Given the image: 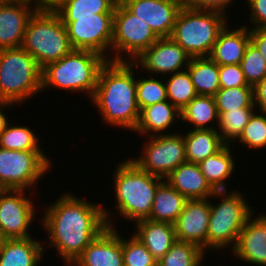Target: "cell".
<instances>
[{
  "label": "cell",
  "instance_id": "obj_1",
  "mask_svg": "<svg viewBox=\"0 0 266 266\" xmlns=\"http://www.w3.org/2000/svg\"><path fill=\"white\" fill-rule=\"evenodd\" d=\"M53 203L46 207L41 220L50 240L46 247H54L71 266L95 237L113 226L110 212L71 193L62 194Z\"/></svg>",
  "mask_w": 266,
  "mask_h": 266
},
{
  "label": "cell",
  "instance_id": "obj_2",
  "mask_svg": "<svg viewBox=\"0 0 266 266\" xmlns=\"http://www.w3.org/2000/svg\"><path fill=\"white\" fill-rule=\"evenodd\" d=\"M136 64L108 60L101 68L91 98L106 124L135 131L140 109L136 97Z\"/></svg>",
  "mask_w": 266,
  "mask_h": 266
},
{
  "label": "cell",
  "instance_id": "obj_3",
  "mask_svg": "<svg viewBox=\"0 0 266 266\" xmlns=\"http://www.w3.org/2000/svg\"><path fill=\"white\" fill-rule=\"evenodd\" d=\"M114 179L116 210L135 222L148 219L158 185L164 180L141 170L131 159L117 165Z\"/></svg>",
  "mask_w": 266,
  "mask_h": 266
},
{
  "label": "cell",
  "instance_id": "obj_4",
  "mask_svg": "<svg viewBox=\"0 0 266 266\" xmlns=\"http://www.w3.org/2000/svg\"><path fill=\"white\" fill-rule=\"evenodd\" d=\"M108 60L102 55L89 50H72L58 61L42 68V91L57 87L73 92L94 95L98 75Z\"/></svg>",
  "mask_w": 266,
  "mask_h": 266
},
{
  "label": "cell",
  "instance_id": "obj_5",
  "mask_svg": "<svg viewBox=\"0 0 266 266\" xmlns=\"http://www.w3.org/2000/svg\"><path fill=\"white\" fill-rule=\"evenodd\" d=\"M42 91V68L22 47L0 50V101L21 105Z\"/></svg>",
  "mask_w": 266,
  "mask_h": 266
},
{
  "label": "cell",
  "instance_id": "obj_6",
  "mask_svg": "<svg viewBox=\"0 0 266 266\" xmlns=\"http://www.w3.org/2000/svg\"><path fill=\"white\" fill-rule=\"evenodd\" d=\"M226 15L216 11L180 9L171 38L191 57H209L220 32L227 25Z\"/></svg>",
  "mask_w": 266,
  "mask_h": 266
},
{
  "label": "cell",
  "instance_id": "obj_7",
  "mask_svg": "<svg viewBox=\"0 0 266 266\" xmlns=\"http://www.w3.org/2000/svg\"><path fill=\"white\" fill-rule=\"evenodd\" d=\"M222 199L218 204L210 203V220L206 237V250H224L236 246L239 233L254 209L244 200L240 192L215 191L211 198Z\"/></svg>",
  "mask_w": 266,
  "mask_h": 266
},
{
  "label": "cell",
  "instance_id": "obj_8",
  "mask_svg": "<svg viewBox=\"0 0 266 266\" xmlns=\"http://www.w3.org/2000/svg\"><path fill=\"white\" fill-rule=\"evenodd\" d=\"M41 68L69 54L67 30L56 12L35 11L30 17L21 46Z\"/></svg>",
  "mask_w": 266,
  "mask_h": 266
},
{
  "label": "cell",
  "instance_id": "obj_9",
  "mask_svg": "<svg viewBox=\"0 0 266 266\" xmlns=\"http://www.w3.org/2000/svg\"><path fill=\"white\" fill-rule=\"evenodd\" d=\"M158 39L147 23L130 12L120 1L117 2L113 16L111 61L133 62ZM125 52L131 57L127 56L125 59L124 54L122 56Z\"/></svg>",
  "mask_w": 266,
  "mask_h": 266
},
{
  "label": "cell",
  "instance_id": "obj_10",
  "mask_svg": "<svg viewBox=\"0 0 266 266\" xmlns=\"http://www.w3.org/2000/svg\"><path fill=\"white\" fill-rule=\"evenodd\" d=\"M51 162L43 150L0 147V186L2 189L30 190L50 170Z\"/></svg>",
  "mask_w": 266,
  "mask_h": 266
},
{
  "label": "cell",
  "instance_id": "obj_11",
  "mask_svg": "<svg viewBox=\"0 0 266 266\" xmlns=\"http://www.w3.org/2000/svg\"><path fill=\"white\" fill-rule=\"evenodd\" d=\"M114 14H94L86 17H60L67 30L73 50L96 52L107 60L113 38ZM109 48V49H108Z\"/></svg>",
  "mask_w": 266,
  "mask_h": 266
},
{
  "label": "cell",
  "instance_id": "obj_12",
  "mask_svg": "<svg viewBox=\"0 0 266 266\" xmlns=\"http://www.w3.org/2000/svg\"><path fill=\"white\" fill-rule=\"evenodd\" d=\"M142 156L132 161L143 171L165 179L175 168L186 162L184 136L177 134H159L149 136L143 145Z\"/></svg>",
  "mask_w": 266,
  "mask_h": 266
},
{
  "label": "cell",
  "instance_id": "obj_13",
  "mask_svg": "<svg viewBox=\"0 0 266 266\" xmlns=\"http://www.w3.org/2000/svg\"><path fill=\"white\" fill-rule=\"evenodd\" d=\"M32 199L26 191L3 189L0 192V232L2 239L32 237L29 226L36 216Z\"/></svg>",
  "mask_w": 266,
  "mask_h": 266
},
{
  "label": "cell",
  "instance_id": "obj_14",
  "mask_svg": "<svg viewBox=\"0 0 266 266\" xmlns=\"http://www.w3.org/2000/svg\"><path fill=\"white\" fill-rule=\"evenodd\" d=\"M191 56L171 37L159 38L133 62L150 75H171L183 71L189 65ZM185 66V69L183 67ZM183 67V68H182Z\"/></svg>",
  "mask_w": 266,
  "mask_h": 266
},
{
  "label": "cell",
  "instance_id": "obj_15",
  "mask_svg": "<svg viewBox=\"0 0 266 266\" xmlns=\"http://www.w3.org/2000/svg\"><path fill=\"white\" fill-rule=\"evenodd\" d=\"M159 37H170L183 0H119Z\"/></svg>",
  "mask_w": 266,
  "mask_h": 266
},
{
  "label": "cell",
  "instance_id": "obj_16",
  "mask_svg": "<svg viewBox=\"0 0 266 266\" xmlns=\"http://www.w3.org/2000/svg\"><path fill=\"white\" fill-rule=\"evenodd\" d=\"M208 199L187 200L174 223L176 239L191 242L206 250V237L210 220Z\"/></svg>",
  "mask_w": 266,
  "mask_h": 266
},
{
  "label": "cell",
  "instance_id": "obj_17",
  "mask_svg": "<svg viewBox=\"0 0 266 266\" xmlns=\"http://www.w3.org/2000/svg\"><path fill=\"white\" fill-rule=\"evenodd\" d=\"M30 0L0 5V50L21 47L27 23L36 11Z\"/></svg>",
  "mask_w": 266,
  "mask_h": 266
},
{
  "label": "cell",
  "instance_id": "obj_18",
  "mask_svg": "<svg viewBox=\"0 0 266 266\" xmlns=\"http://www.w3.org/2000/svg\"><path fill=\"white\" fill-rule=\"evenodd\" d=\"M115 227L108 226L95 237L71 266H124L122 238Z\"/></svg>",
  "mask_w": 266,
  "mask_h": 266
},
{
  "label": "cell",
  "instance_id": "obj_19",
  "mask_svg": "<svg viewBox=\"0 0 266 266\" xmlns=\"http://www.w3.org/2000/svg\"><path fill=\"white\" fill-rule=\"evenodd\" d=\"M241 261L266 266V214L252 216L247 220L236 246L231 250Z\"/></svg>",
  "mask_w": 266,
  "mask_h": 266
},
{
  "label": "cell",
  "instance_id": "obj_20",
  "mask_svg": "<svg viewBox=\"0 0 266 266\" xmlns=\"http://www.w3.org/2000/svg\"><path fill=\"white\" fill-rule=\"evenodd\" d=\"M164 180L188 200L211 199L215 192L197 163L180 164Z\"/></svg>",
  "mask_w": 266,
  "mask_h": 266
},
{
  "label": "cell",
  "instance_id": "obj_21",
  "mask_svg": "<svg viewBox=\"0 0 266 266\" xmlns=\"http://www.w3.org/2000/svg\"><path fill=\"white\" fill-rule=\"evenodd\" d=\"M248 25L237 29L225 28L220 32L209 57L219 66L240 64L250 42Z\"/></svg>",
  "mask_w": 266,
  "mask_h": 266
},
{
  "label": "cell",
  "instance_id": "obj_22",
  "mask_svg": "<svg viewBox=\"0 0 266 266\" xmlns=\"http://www.w3.org/2000/svg\"><path fill=\"white\" fill-rule=\"evenodd\" d=\"M44 244L33 237L3 239L0 241V266H38L44 257Z\"/></svg>",
  "mask_w": 266,
  "mask_h": 266
},
{
  "label": "cell",
  "instance_id": "obj_23",
  "mask_svg": "<svg viewBox=\"0 0 266 266\" xmlns=\"http://www.w3.org/2000/svg\"><path fill=\"white\" fill-rule=\"evenodd\" d=\"M136 230L133 233L159 261L176 242L174 224L167 222H155L144 219L135 223Z\"/></svg>",
  "mask_w": 266,
  "mask_h": 266
},
{
  "label": "cell",
  "instance_id": "obj_24",
  "mask_svg": "<svg viewBox=\"0 0 266 266\" xmlns=\"http://www.w3.org/2000/svg\"><path fill=\"white\" fill-rule=\"evenodd\" d=\"M177 119H181L180 110L174 106L170 101L165 100L160 103H155L153 105H149L143 108L140 111V118L138 125L135 129V133H139L142 135L154 136L164 134H172L166 133L172 124ZM165 132V133H164ZM151 135H150V134Z\"/></svg>",
  "mask_w": 266,
  "mask_h": 266
},
{
  "label": "cell",
  "instance_id": "obj_25",
  "mask_svg": "<svg viewBox=\"0 0 266 266\" xmlns=\"http://www.w3.org/2000/svg\"><path fill=\"white\" fill-rule=\"evenodd\" d=\"M217 129H190L184 134L186 162L199 163L220 151L226 143Z\"/></svg>",
  "mask_w": 266,
  "mask_h": 266
},
{
  "label": "cell",
  "instance_id": "obj_26",
  "mask_svg": "<svg viewBox=\"0 0 266 266\" xmlns=\"http://www.w3.org/2000/svg\"><path fill=\"white\" fill-rule=\"evenodd\" d=\"M188 199L162 181L157 188L149 220L174 224Z\"/></svg>",
  "mask_w": 266,
  "mask_h": 266
},
{
  "label": "cell",
  "instance_id": "obj_27",
  "mask_svg": "<svg viewBox=\"0 0 266 266\" xmlns=\"http://www.w3.org/2000/svg\"><path fill=\"white\" fill-rule=\"evenodd\" d=\"M198 165L205 179L215 191L227 190L225 181L234 173L236 166L229 144L199 162Z\"/></svg>",
  "mask_w": 266,
  "mask_h": 266
},
{
  "label": "cell",
  "instance_id": "obj_28",
  "mask_svg": "<svg viewBox=\"0 0 266 266\" xmlns=\"http://www.w3.org/2000/svg\"><path fill=\"white\" fill-rule=\"evenodd\" d=\"M186 69L198 95L214 96L221 88L219 65L210 57H192Z\"/></svg>",
  "mask_w": 266,
  "mask_h": 266
},
{
  "label": "cell",
  "instance_id": "obj_29",
  "mask_svg": "<svg viewBox=\"0 0 266 266\" xmlns=\"http://www.w3.org/2000/svg\"><path fill=\"white\" fill-rule=\"evenodd\" d=\"M180 114L182 122L193 124V129L218 128L219 113L214 96L197 95L180 110ZM213 121H217V128L209 125Z\"/></svg>",
  "mask_w": 266,
  "mask_h": 266
},
{
  "label": "cell",
  "instance_id": "obj_30",
  "mask_svg": "<svg viewBox=\"0 0 266 266\" xmlns=\"http://www.w3.org/2000/svg\"><path fill=\"white\" fill-rule=\"evenodd\" d=\"M257 111L255 108H240L237 110H228L219 113L218 132L222 140L226 144L236 142L242 134L244 127L249 122L253 113ZM220 129V130H219Z\"/></svg>",
  "mask_w": 266,
  "mask_h": 266
},
{
  "label": "cell",
  "instance_id": "obj_31",
  "mask_svg": "<svg viewBox=\"0 0 266 266\" xmlns=\"http://www.w3.org/2000/svg\"><path fill=\"white\" fill-rule=\"evenodd\" d=\"M205 252L196 244L176 240L158 264L161 266H202Z\"/></svg>",
  "mask_w": 266,
  "mask_h": 266
},
{
  "label": "cell",
  "instance_id": "obj_32",
  "mask_svg": "<svg viewBox=\"0 0 266 266\" xmlns=\"http://www.w3.org/2000/svg\"><path fill=\"white\" fill-rule=\"evenodd\" d=\"M167 99L179 110L183 109L198 94L187 69L176 72L166 80Z\"/></svg>",
  "mask_w": 266,
  "mask_h": 266
},
{
  "label": "cell",
  "instance_id": "obj_33",
  "mask_svg": "<svg viewBox=\"0 0 266 266\" xmlns=\"http://www.w3.org/2000/svg\"><path fill=\"white\" fill-rule=\"evenodd\" d=\"M119 0H68L56 13L59 17H86L114 14Z\"/></svg>",
  "mask_w": 266,
  "mask_h": 266
},
{
  "label": "cell",
  "instance_id": "obj_34",
  "mask_svg": "<svg viewBox=\"0 0 266 266\" xmlns=\"http://www.w3.org/2000/svg\"><path fill=\"white\" fill-rule=\"evenodd\" d=\"M218 112L240 108H256L252 86L220 88L214 95Z\"/></svg>",
  "mask_w": 266,
  "mask_h": 266
},
{
  "label": "cell",
  "instance_id": "obj_35",
  "mask_svg": "<svg viewBox=\"0 0 266 266\" xmlns=\"http://www.w3.org/2000/svg\"><path fill=\"white\" fill-rule=\"evenodd\" d=\"M38 141L34 131L22 125L8 124L0 134V147L8 150H42Z\"/></svg>",
  "mask_w": 266,
  "mask_h": 266
},
{
  "label": "cell",
  "instance_id": "obj_36",
  "mask_svg": "<svg viewBox=\"0 0 266 266\" xmlns=\"http://www.w3.org/2000/svg\"><path fill=\"white\" fill-rule=\"evenodd\" d=\"M155 78L156 75L136 79V97L140 111L149 105L168 100L164 79L160 81Z\"/></svg>",
  "mask_w": 266,
  "mask_h": 266
},
{
  "label": "cell",
  "instance_id": "obj_37",
  "mask_svg": "<svg viewBox=\"0 0 266 266\" xmlns=\"http://www.w3.org/2000/svg\"><path fill=\"white\" fill-rule=\"evenodd\" d=\"M240 66L248 85L252 87L266 77V61L251 42L247 45Z\"/></svg>",
  "mask_w": 266,
  "mask_h": 266
},
{
  "label": "cell",
  "instance_id": "obj_38",
  "mask_svg": "<svg viewBox=\"0 0 266 266\" xmlns=\"http://www.w3.org/2000/svg\"><path fill=\"white\" fill-rule=\"evenodd\" d=\"M236 140L254 150L266 148V112L255 111Z\"/></svg>",
  "mask_w": 266,
  "mask_h": 266
},
{
  "label": "cell",
  "instance_id": "obj_39",
  "mask_svg": "<svg viewBox=\"0 0 266 266\" xmlns=\"http://www.w3.org/2000/svg\"><path fill=\"white\" fill-rule=\"evenodd\" d=\"M124 266H155L158 261L133 234L129 240L122 238Z\"/></svg>",
  "mask_w": 266,
  "mask_h": 266
},
{
  "label": "cell",
  "instance_id": "obj_40",
  "mask_svg": "<svg viewBox=\"0 0 266 266\" xmlns=\"http://www.w3.org/2000/svg\"><path fill=\"white\" fill-rule=\"evenodd\" d=\"M219 83L221 88H233L248 85L240 64L219 66Z\"/></svg>",
  "mask_w": 266,
  "mask_h": 266
},
{
  "label": "cell",
  "instance_id": "obj_41",
  "mask_svg": "<svg viewBox=\"0 0 266 266\" xmlns=\"http://www.w3.org/2000/svg\"><path fill=\"white\" fill-rule=\"evenodd\" d=\"M234 0H183L184 5L195 10L216 11L224 15L228 5Z\"/></svg>",
  "mask_w": 266,
  "mask_h": 266
},
{
  "label": "cell",
  "instance_id": "obj_42",
  "mask_svg": "<svg viewBox=\"0 0 266 266\" xmlns=\"http://www.w3.org/2000/svg\"><path fill=\"white\" fill-rule=\"evenodd\" d=\"M251 14H249L250 23L253 28H266V0H247Z\"/></svg>",
  "mask_w": 266,
  "mask_h": 266
},
{
  "label": "cell",
  "instance_id": "obj_43",
  "mask_svg": "<svg viewBox=\"0 0 266 266\" xmlns=\"http://www.w3.org/2000/svg\"><path fill=\"white\" fill-rule=\"evenodd\" d=\"M250 42L257 48L266 61V28H251Z\"/></svg>",
  "mask_w": 266,
  "mask_h": 266
},
{
  "label": "cell",
  "instance_id": "obj_44",
  "mask_svg": "<svg viewBox=\"0 0 266 266\" xmlns=\"http://www.w3.org/2000/svg\"><path fill=\"white\" fill-rule=\"evenodd\" d=\"M253 95L258 111L266 112V77L253 87Z\"/></svg>",
  "mask_w": 266,
  "mask_h": 266
},
{
  "label": "cell",
  "instance_id": "obj_45",
  "mask_svg": "<svg viewBox=\"0 0 266 266\" xmlns=\"http://www.w3.org/2000/svg\"><path fill=\"white\" fill-rule=\"evenodd\" d=\"M67 1L68 0H31L36 11H43V12H56Z\"/></svg>",
  "mask_w": 266,
  "mask_h": 266
},
{
  "label": "cell",
  "instance_id": "obj_46",
  "mask_svg": "<svg viewBox=\"0 0 266 266\" xmlns=\"http://www.w3.org/2000/svg\"><path fill=\"white\" fill-rule=\"evenodd\" d=\"M14 106L15 104L10 103V102H3L0 101V134L5 130L7 125L10 123L8 122L6 115H4L3 111L5 108H9L10 106Z\"/></svg>",
  "mask_w": 266,
  "mask_h": 266
},
{
  "label": "cell",
  "instance_id": "obj_47",
  "mask_svg": "<svg viewBox=\"0 0 266 266\" xmlns=\"http://www.w3.org/2000/svg\"><path fill=\"white\" fill-rule=\"evenodd\" d=\"M13 1H15V0H0V5H1V4L11 3V2H13Z\"/></svg>",
  "mask_w": 266,
  "mask_h": 266
}]
</instances>
